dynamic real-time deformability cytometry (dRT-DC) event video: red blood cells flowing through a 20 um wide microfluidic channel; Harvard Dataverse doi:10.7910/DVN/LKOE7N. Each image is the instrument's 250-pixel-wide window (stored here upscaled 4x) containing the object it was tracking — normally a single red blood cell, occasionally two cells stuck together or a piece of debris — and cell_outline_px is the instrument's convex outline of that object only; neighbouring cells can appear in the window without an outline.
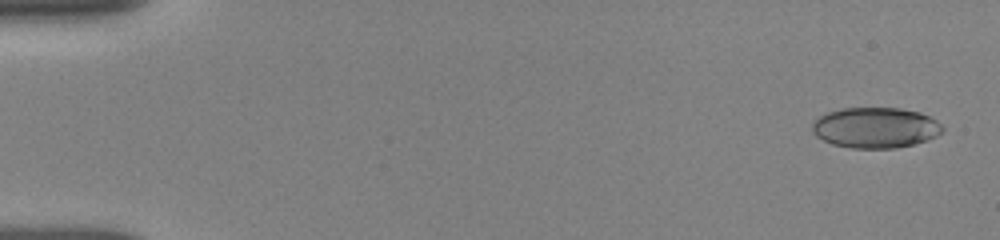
{"species": "human", "species_latin": "Homo sapiens", "temperature_condition": "room temperature", "stored_images_in_passage": 41, "camera_frame_rate_fps": 3000, "um_per_image_px": 0.085, "donor": {"sex": "female"}, "frame": {"image": 1, "passage_image": 2, "time_ms": 0.333, "image_size_px": [1000, 240], "cell_outline_px": [[944, 128], [936, 136], [928, 140], [896, 148], [852, 148], [832, 144], [816, 136], [812, 132], [812, 124], [820, 116], [828, 112], [840, 108], [900, 108], [920, 112], [936, 120]], "centroid_in_image_um": [74.4, 10.85], "position_along_channel_um": 10.6, "area_um2": 30.75}}
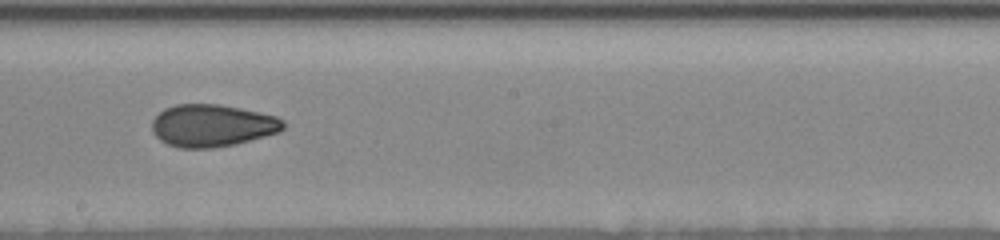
{"frame": {"image": 2, "passage_image": 21, "time_ms": 9.667, "image_size_px": [1000, 240], "cell_outline_px": [[284, 128], [280, 132], [236, 144], [212, 148], [180, 148], [168, 144], [160, 140], [152, 132], [152, 120], [164, 108], [176, 104], [220, 104], [260, 112], [276, 116], [284, 120]], "centroid_in_image_um": [18.04, 10.67], "position_along_channel_um": 230.2, "area_um2": 32.54}}
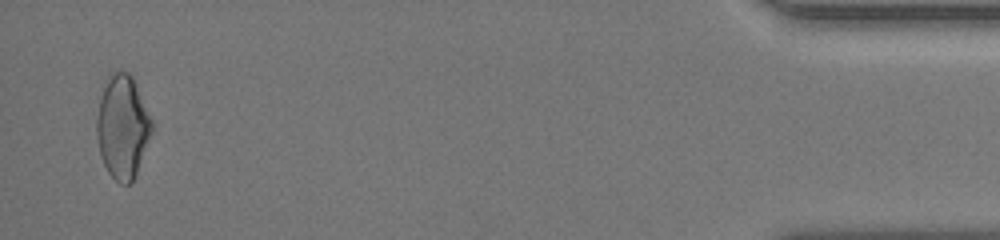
{"frame": {"image": 3, "passage_image": 40, "time_ms": 16.667, "image_size_px": [1000, 240], "cell_outline_px": [[152, 132], [136, 172], [132, 180], [128, 184], [120, 184], [108, 172], [100, 156], [96, 136], [96, 120], [104, 80], [108, 72], [128, 72], [132, 76], [152, 120]], "centroid_in_image_um": [10.38, 10.75], "position_along_channel_um": 424.8, "area_um2": 33.0}, "authors_computed_cell_mechanics": {"area_um2": 31.7322, "velocity_mm_per_s": 3.8685, "shape_relaxation_time_tau1_ms": null, "shape_relaxation_time_tau2_ms": 1.5493, "deformation_change_tau1": null, "deformation_change_tau2": 0.0613}}